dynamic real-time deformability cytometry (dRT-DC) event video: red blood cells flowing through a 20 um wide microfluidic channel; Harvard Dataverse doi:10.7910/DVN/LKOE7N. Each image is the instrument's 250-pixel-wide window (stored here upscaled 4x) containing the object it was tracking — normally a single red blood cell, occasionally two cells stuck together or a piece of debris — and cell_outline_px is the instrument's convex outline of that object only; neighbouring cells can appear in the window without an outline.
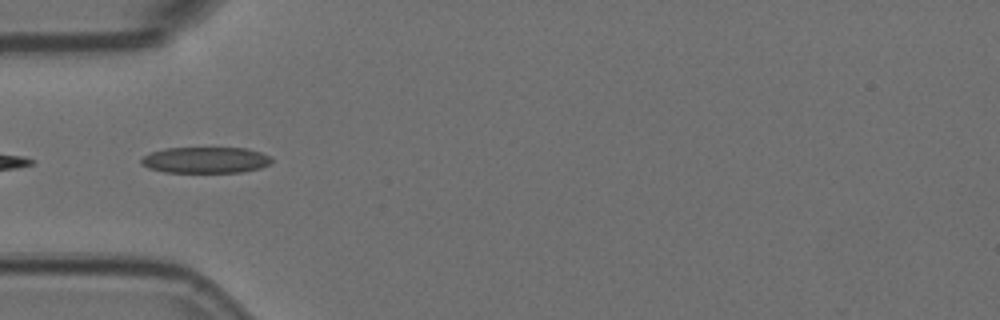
{"species": "Egyptian fruit bat (a non-hibernating species)", "species_latin": "Rousettus aegyptiacus", "temperature_condition": "room temperature", "stored_images_in_passage": 27, "segment_of_instrument_passage": [2, 2], "camera_frame_rate_fps": 3000, "um_per_image_px": 0.085, "animal": {"sex": "female"}, "frame": {"image": 1, "passage_image": 16, "time_ms": 5.0, "image_size_px": [1000, 320], "cell_outline_px": [[272, 160], [268, 164], [260, 168], [240, 172], [164, 172], [148, 168], [140, 164], [140, 160], [144, 156], [152, 152], [164, 148], [248, 148], [260, 152], [268, 156]], "centroid_in_image_um": [17.43, 13.6], "position_along_channel_um": 67.6, "area_um2": 19.77}}
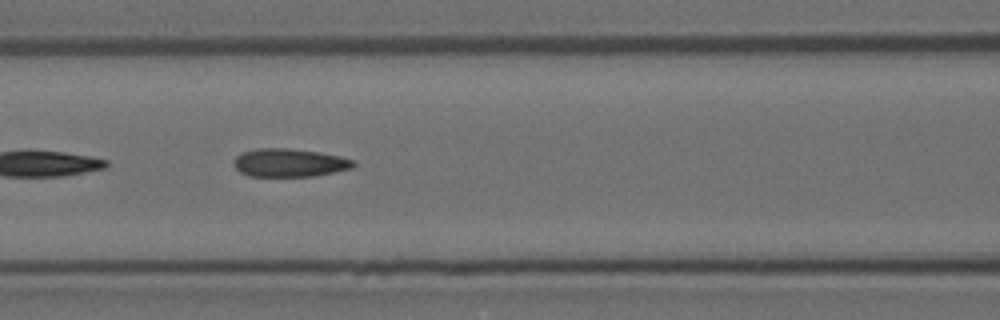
{"frame": {"image": 2, "passage_image": 22, "time_ms": 7.0, "image_size_px": [1000, 320], "cell_outline_px": [[356, 164], [352, 168], [312, 176], [248, 176], [240, 172], [232, 164], [236, 156], [240, 152], [256, 148], [288, 148], [320, 152], [340, 156], [356, 160]], "centroid_in_image_um": [24.58, 13.82], "position_along_channel_um": 142.0, "area_um2": 19.83}}